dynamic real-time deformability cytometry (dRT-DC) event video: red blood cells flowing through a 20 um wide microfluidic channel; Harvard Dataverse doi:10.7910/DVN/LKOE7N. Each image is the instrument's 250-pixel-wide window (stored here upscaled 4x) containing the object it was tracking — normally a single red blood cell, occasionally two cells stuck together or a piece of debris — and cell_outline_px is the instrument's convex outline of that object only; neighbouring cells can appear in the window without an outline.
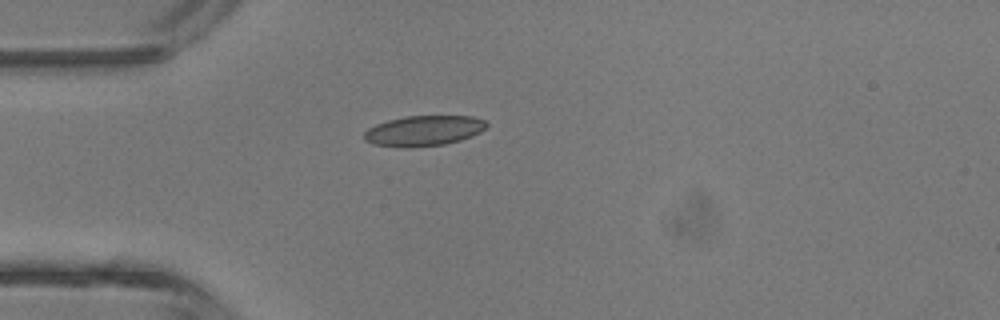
{"species": "common noctule bat (a hibernating species)", "species_latin": "Nyctalus noctula", "temperature_condition": "room temperature", "stored_images_in_passage": 1, "camera_frame_rate_fps": 3000, "um_per_image_px": 0.085, "animal": {"sex": "male", "body_mass_g": 13.3}, "frame": {"image": 1, "passage_image": 1, "time_ms": 0.0, "image_size_px": [1000, 320], "cell_outline_px": [[488, 128], [472, 136], [460, 140], [444, 144], [412, 148], [400, 148], [372, 144], [364, 140], [364, 132], [368, 128], [376, 124], [388, 120], [404, 116], [472, 116], [484, 120], [488, 124]], "centroid_in_image_um": [36.0, 11.12], "position_along_channel_um": 49.0, "area_um2": 21.96}}